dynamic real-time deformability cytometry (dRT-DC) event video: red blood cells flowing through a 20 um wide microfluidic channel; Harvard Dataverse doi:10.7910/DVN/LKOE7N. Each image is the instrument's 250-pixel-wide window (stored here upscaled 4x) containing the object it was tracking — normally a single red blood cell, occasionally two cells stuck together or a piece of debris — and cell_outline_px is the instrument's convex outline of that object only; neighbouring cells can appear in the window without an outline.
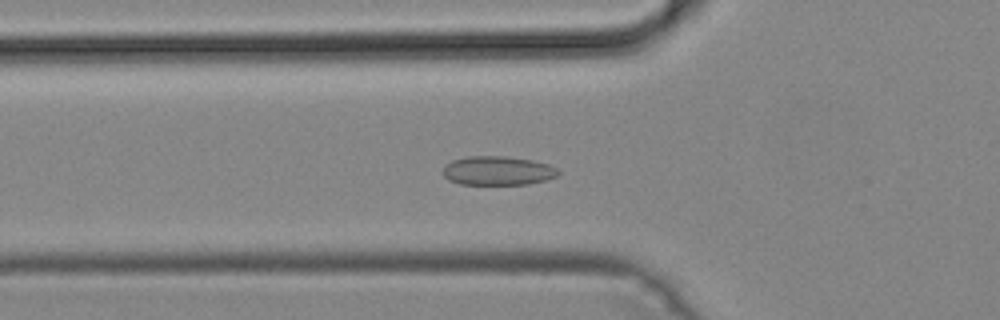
{"species": "common noctule bat (a hibernating species)", "species_latin": "Nyctalus noctula", "temperature_condition": "cold", "stored_images_in_passage": 49, "camera_frame_rate_fps": 3000, "um_per_image_px": 0.085, "animal": {"sex": "male", "body_mass_g": 19.2, "forearm_length_mm": 51.8}, "frame": {"image": 1, "passage_image": 17, "time_ms": 5.333, "image_size_px": [1000, 320], "cell_outline_px": [[560, 172], [556, 176], [544, 180], [528, 184], [460, 184], [448, 180], [444, 176], [444, 164], [452, 160], [468, 156], [504, 156], [532, 160], [548, 164], [556, 168]], "centroid_in_image_um": [42.28, 14.5], "position_along_channel_um": 83.5, "area_um2": 19.42}}
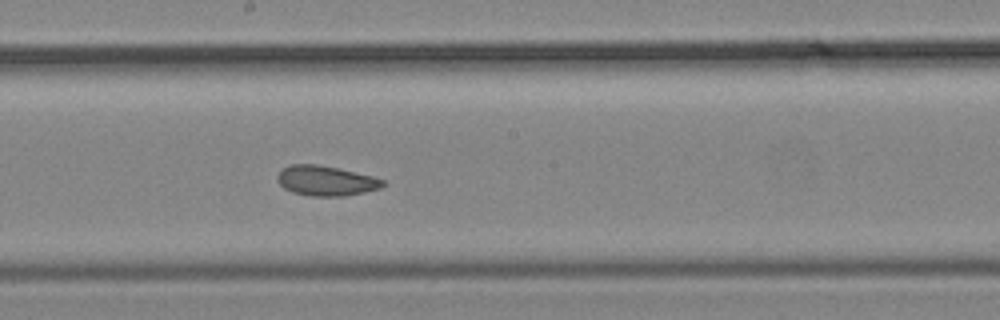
{"frame": {"image": 2, "passage_image": 27, "time_ms": 8.667, "image_size_px": [1000, 320], "cell_outline_px": [[388, 184], [380, 188], [364, 192], [344, 196], [308, 196], [292, 192], [284, 188], [276, 180], [276, 176], [288, 164], [316, 164], [336, 168], [372, 176], [384, 180]], "centroid_in_image_um": [27.69, 15.37], "position_along_channel_um": 220.5, "area_um2": 18.44}}
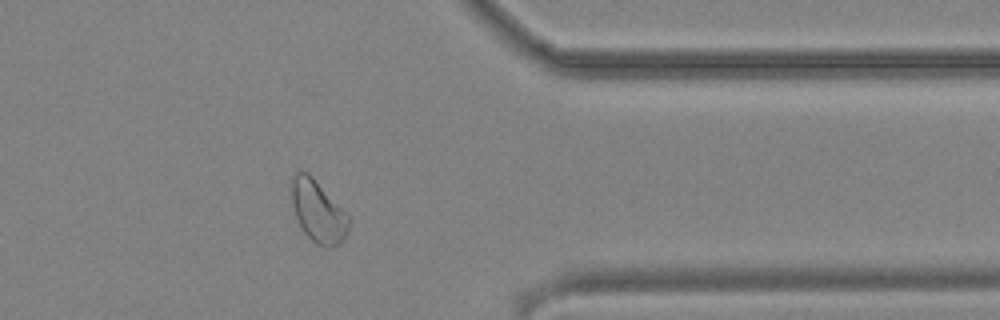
{"frame": {"image": 3, "passage_image": 40, "time_ms": 13.0, "image_size_px": [1000, 320], "cell_outline_px": [[352, 220], [344, 240], [332, 248], [328, 248], [316, 244], [304, 232], [296, 216], [292, 204], [288, 188], [292, 176], [296, 172], [308, 172], [312, 176]], "centroid_in_image_um": [27.01, 17.97], "position_along_channel_um": 384.4, "area_um2": 20.81}}